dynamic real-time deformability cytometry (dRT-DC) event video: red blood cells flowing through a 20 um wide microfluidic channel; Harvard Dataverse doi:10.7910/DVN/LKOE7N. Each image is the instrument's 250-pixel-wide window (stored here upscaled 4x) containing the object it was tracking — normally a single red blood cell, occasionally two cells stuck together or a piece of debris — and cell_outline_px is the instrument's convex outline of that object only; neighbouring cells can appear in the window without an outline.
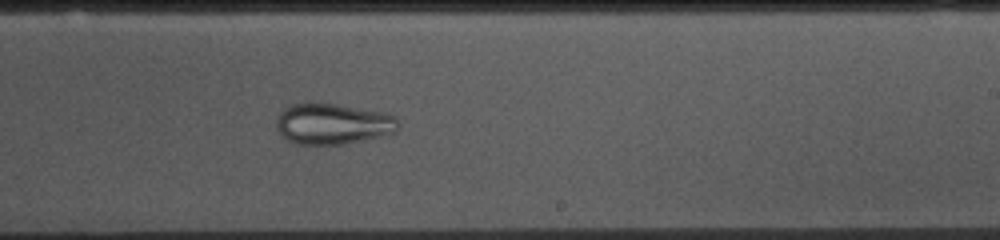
{"species": "common noctule bat (a hibernating species)", "species_latin": "Nyctalus noctula", "temperature_condition": "cold", "stored_images_in_passage": 53, "camera_frame_rate_fps": 3000, "um_per_image_px": 0.085, "animal": {"sex": "female", "body_mass_g": 10.0, "forearm_length_mm": 53.1}, "frame": {"image": 1, "passage_image": 31, "time_ms": 10.0, "image_size_px": [1000, 240], "cell_outline_px": [[400, 124], [396, 132], [380, 136], [344, 144], [296, 144], [288, 140], [280, 132], [276, 124], [276, 116], [284, 108], [292, 104], [308, 100], [336, 104], [384, 112], [396, 116], [400, 120]], "centroid_in_image_um": [28.29, 10.49], "position_along_channel_um": 260.7, "area_um2": 29.54}}
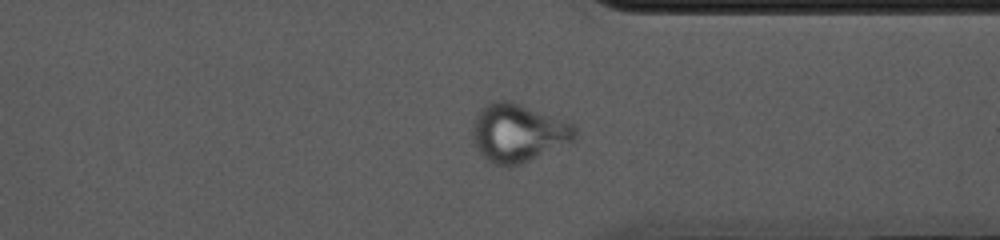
{"frame": {"image": 2, "passage_image": 40, "time_ms": 13.0, "image_size_px": [1000, 240], "cell_outline_px": [[576, 140], [572, 144], [520, 164], [508, 168], [504, 168], [492, 164], [476, 148], [472, 140], [472, 132], [476, 116], [480, 108], [492, 100], [508, 100], [568, 120], [576, 124]], "centroid_in_image_um": [44.09, 11.31], "position_along_channel_um": 367.3, "area_um2": 35.66}}
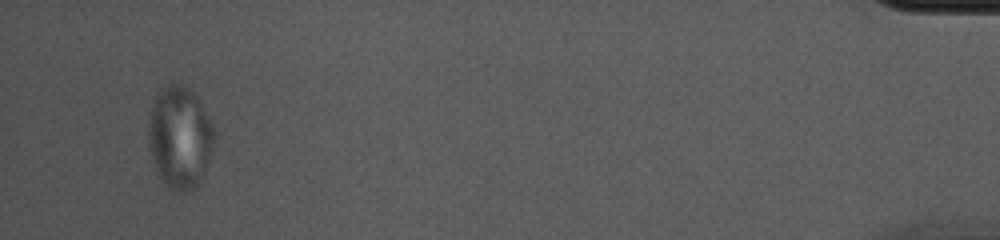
{"frame": {"image": 3, "passage_image": 51, "time_ms": 16.667, "image_size_px": [1000, 240], "cell_outline_px": [[216, 132], [212, 148], [204, 172], [196, 188], [192, 192], [180, 192], [172, 188], [156, 172], [152, 160], [148, 144], [148, 124], [152, 104], [156, 92], [160, 88], [176, 80], [184, 84], [196, 96], [216, 128]], "centroid_in_image_um": [15.28, 11.62], "position_along_channel_um": 419.9, "area_um2": 39.65}}